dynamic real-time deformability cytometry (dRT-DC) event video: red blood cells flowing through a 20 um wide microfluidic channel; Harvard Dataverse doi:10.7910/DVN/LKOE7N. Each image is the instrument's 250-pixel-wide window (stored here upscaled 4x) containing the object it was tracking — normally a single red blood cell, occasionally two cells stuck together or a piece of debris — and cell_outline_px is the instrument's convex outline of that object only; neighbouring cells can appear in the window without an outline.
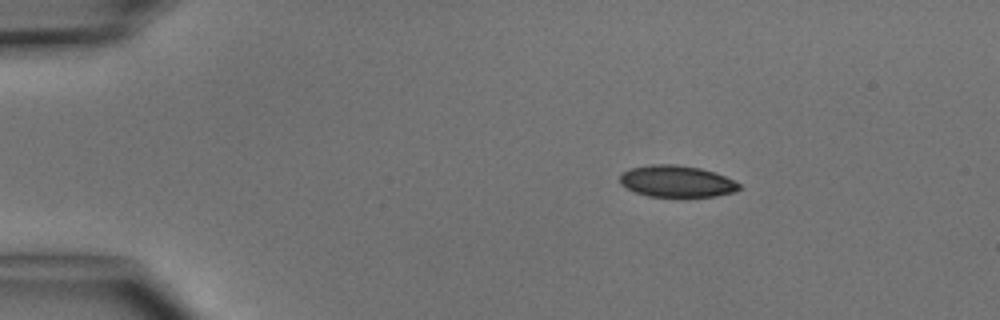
{"species": "common noctule bat (a hibernating species)", "species_latin": "Nyctalus noctula", "temperature_condition": "cold", "stored_images_in_passage": 4, "camera_frame_rate_fps": 3000, "um_per_image_px": 0.085, "animal": {"sex": "male", "body_mass_g": 15.6}, "frame": {"image": 1, "passage_image": 4, "time_ms": 3.333, "image_size_px": [1000, 320], "cell_outline_px": [[740, 188], [736, 192], [716, 196], [648, 196], [636, 192], [620, 184], [620, 176], [624, 172], [632, 168], [652, 164], [676, 164], [700, 168], [716, 172], [740, 184]], "centroid_in_image_um": [57.54, 15.4], "position_along_channel_um": 27.5, "area_um2": 21.79}}